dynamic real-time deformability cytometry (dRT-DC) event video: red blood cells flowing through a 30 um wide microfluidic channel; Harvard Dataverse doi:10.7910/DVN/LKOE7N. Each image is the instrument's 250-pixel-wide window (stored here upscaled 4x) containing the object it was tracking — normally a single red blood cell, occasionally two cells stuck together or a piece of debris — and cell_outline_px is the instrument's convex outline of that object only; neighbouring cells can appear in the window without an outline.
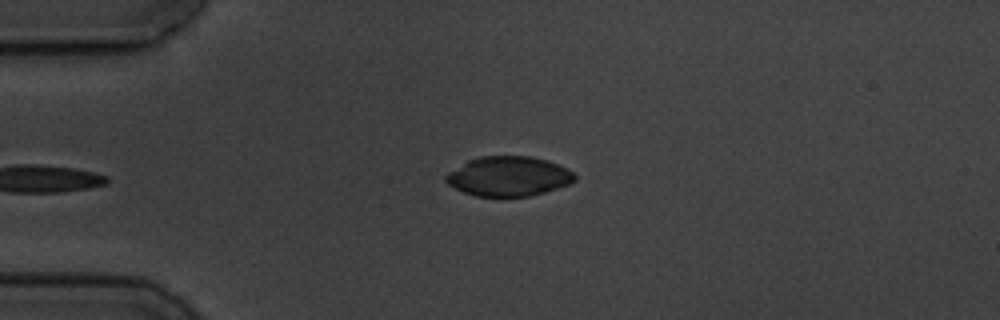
{"species": "common noctule bat (a hibernating species)", "species_latin": "Nyctalus noctula", "temperature_condition": "cold", "stored_images_in_passage": 5, "camera_frame_rate_fps": 3000, "um_per_image_px": 0.085, "animal": {"sex": "male", "body_mass_g": 19.5, "forearm_length_mm": 54.6}, "frame": {"image": 1, "passage_image": 5, "time_ms": 5.333, "image_size_px": [1000, 320], "cell_outline_px": [[576, 180], [572, 184], [544, 192], [528, 196], [476, 196], [464, 192], [448, 184], [444, 180], [444, 176], [448, 172], [468, 160], [480, 156], [528, 156], [548, 160], [568, 168], [576, 176]], "centroid_in_image_um": [43.25, 14.98], "position_along_channel_um": 41.8, "area_um2": 29.88}}